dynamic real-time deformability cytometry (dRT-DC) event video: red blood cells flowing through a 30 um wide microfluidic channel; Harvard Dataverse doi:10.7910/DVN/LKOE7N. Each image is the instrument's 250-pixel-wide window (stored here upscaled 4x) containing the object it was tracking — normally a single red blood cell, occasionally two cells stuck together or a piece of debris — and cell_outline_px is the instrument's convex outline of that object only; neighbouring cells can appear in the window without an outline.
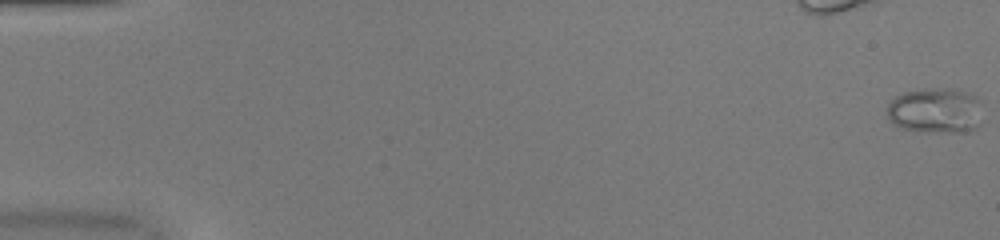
{"species": "common noctule bat (a hibernating species)", "species_latin": "Nyctalus noctula", "temperature_condition": "warm", "stored_images_in_passage": 52, "camera_frame_rate_fps": 3000, "um_per_image_px": 0.085, "animal": {"sex": "female", "body_mass_g": 20.0, "forearm_length_mm": 54.0}, "frame": {"image": 1, "passage_image": 1, "time_ms": 0.0, "image_size_px": [1000, 240], "cell_outline_px": [[980, 124], [976, 128], [968, 132], [924, 132], [900, 128], [892, 124], [888, 120], [888, 104], [896, 96], [904, 92], [924, 88], [952, 88], [968, 92], [976, 96]], "centroid_in_image_um": [79.47, 9.41], "position_along_channel_um": 5.5, "area_um2": 25.43}}
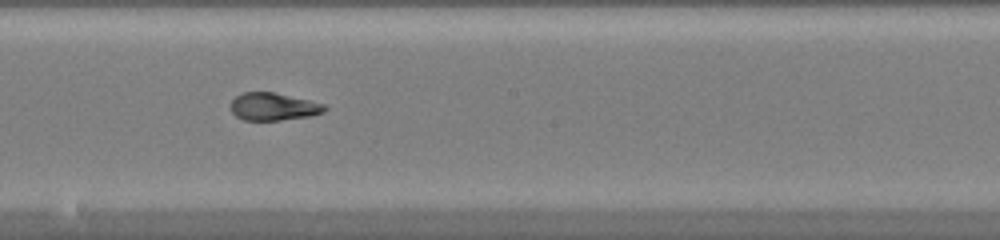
{"frame": {"image": 2, "passage_image": 30, "time_ms": 9.667, "image_size_px": [1000, 240], "cell_outline_px": [[328, 108], [324, 112], [312, 116], [280, 120], [244, 120], [236, 116], [232, 112], [232, 100], [236, 96], [244, 92], [272, 92], [308, 100], [324, 104]], "centroid_in_image_um": [23.26, 9.07], "position_along_channel_um": 224.9, "area_um2": 14.97}}
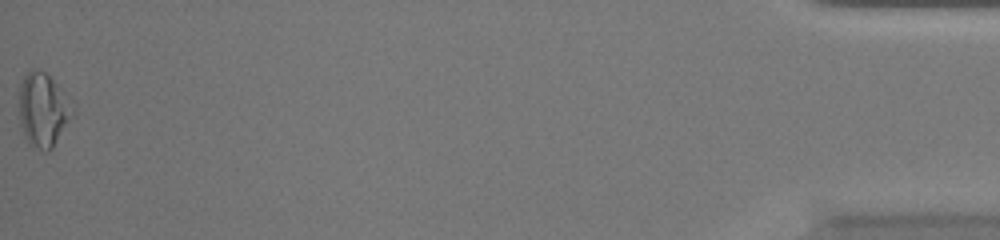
{"frame": {"image": 3, "passage_image": 52, "time_ms": 17.0, "image_size_px": [1000, 240], "cell_outline_px": [[72, 112], [52, 148], [48, 152], [44, 152], [32, 148], [28, 144], [24, 136], [20, 124], [20, 84], [24, 76], [32, 68], [44, 72], [72, 100]], "centroid_in_image_um": [3.62, 9.36], "position_along_channel_um": 431.6, "area_um2": 22.6}, "authors_computed_cell_mechanics": {"area_um2": 16.4152, "velocity_mm_per_s": 4.108, "shape_relaxation_time_tau1_ms": null, "shape_relaxation_time_tau2_ms": 0.9024, "deformation_change_tau1": null, "deformation_change_tau2": 0.0677}}